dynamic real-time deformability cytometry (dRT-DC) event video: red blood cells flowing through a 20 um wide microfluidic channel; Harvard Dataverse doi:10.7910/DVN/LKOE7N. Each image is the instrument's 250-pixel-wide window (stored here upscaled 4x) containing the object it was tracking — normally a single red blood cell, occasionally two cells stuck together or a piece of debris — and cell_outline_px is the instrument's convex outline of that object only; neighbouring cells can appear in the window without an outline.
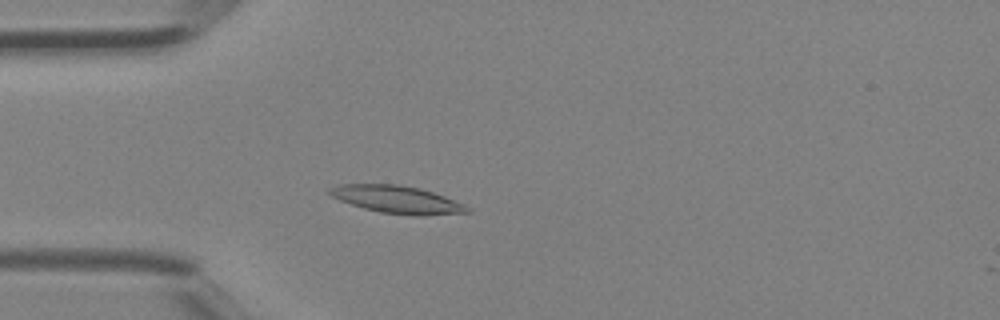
{"species": "Egyptian fruit bat (a non-hibernating species)", "species_latin": "Rousettus aegyptiacus", "temperature_condition": "room temperature", "stored_images_in_passage": 40, "camera_frame_rate_fps": 3000, "um_per_image_px": 0.085, "animal": {"sex": "female"}, "frame": {"image": 1, "passage_image": 10, "time_ms": 3.0, "image_size_px": [1000, 320], "cell_outline_px": [[472, 212], [424, 216], [412, 216], [380, 212], [364, 208], [340, 200], [332, 196], [328, 192], [328, 188], [340, 184], [400, 184], [420, 188], [444, 196], [464, 204], [472, 208]], "centroid_in_image_um": [33.8, 16.96], "position_along_channel_um": 51.2, "area_um2": 22.25}}
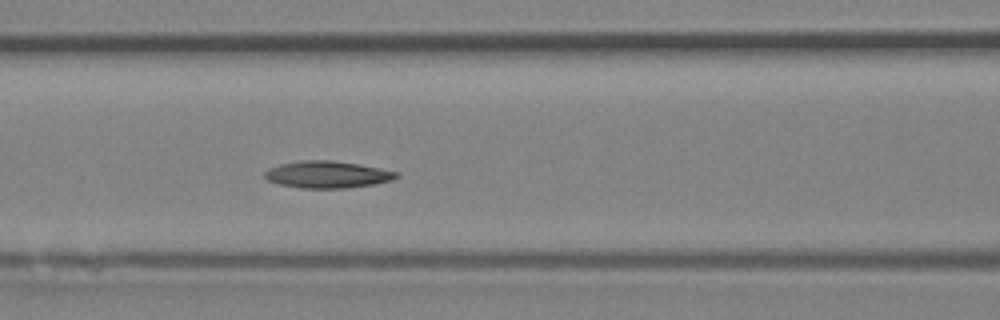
{"frame": {"image": 2, "passage_image": 16, "time_ms": 5.0, "image_size_px": [1000, 320], "cell_outline_px": [[400, 176], [392, 180], [376, 184], [348, 188], [300, 188], [280, 184], [268, 180], [264, 176], [264, 172], [268, 168], [280, 164], [300, 160], [332, 160], [360, 164], [400, 172]], "centroid_in_image_um": [27.86, 14.83], "position_along_channel_um": 138.7, "area_um2": 20.92}}
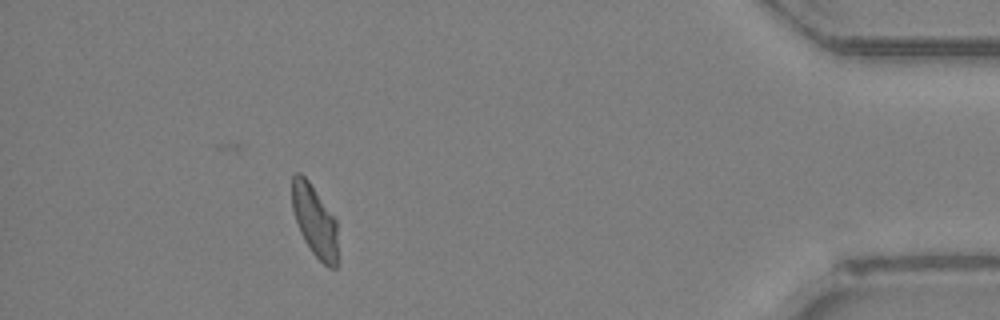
{"frame": {"image": 3, "passage_image": 36, "time_ms": 11.667, "image_size_px": [1000, 320], "cell_outline_px": [[336, 268], [328, 268], [312, 252], [304, 240], [300, 232], [292, 208], [292, 176], [296, 172], [300, 172], [308, 180], [336, 220]], "centroid_in_image_um": [26.72, 18.75], "position_along_channel_um": 408.5, "area_um2": 18.67}}